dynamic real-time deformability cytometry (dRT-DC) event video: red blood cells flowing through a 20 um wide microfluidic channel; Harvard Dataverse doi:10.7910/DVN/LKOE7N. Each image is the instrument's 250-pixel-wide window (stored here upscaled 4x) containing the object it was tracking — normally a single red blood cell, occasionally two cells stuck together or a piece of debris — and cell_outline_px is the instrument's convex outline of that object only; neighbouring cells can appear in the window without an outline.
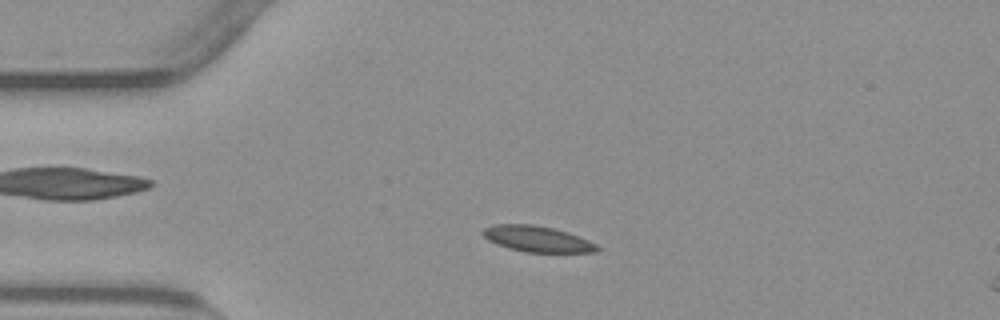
{"species": "common noctule bat (a hibernating species)", "species_latin": "Nyctalus noctula", "temperature_condition": "warm", "stored_images_in_passage": 52, "camera_frame_rate_fps": 3000, "um_per_image_px": 0.085, "animal": {"sex": "male", "body_mass_g": 23.1, "forearm_length_mm": 52.7}, "frame": {"image": 1, "passage_image": 10, "time_ms": 3.0, "image_size_px": [1000, 320], "cell_outline_px": [[600, 248], [596, 252], [524, 252], [508, 248], [496, 244], [488, 240], [480, 232], [484, 228], [496, 224], [532, 224], [552, 228], [568, 232], [588, 240], [596, 244]], "centroid_in_image_um": [45.64, 20.31], "position_along_channel_um": 39.4, "area_um2": 17.22}}
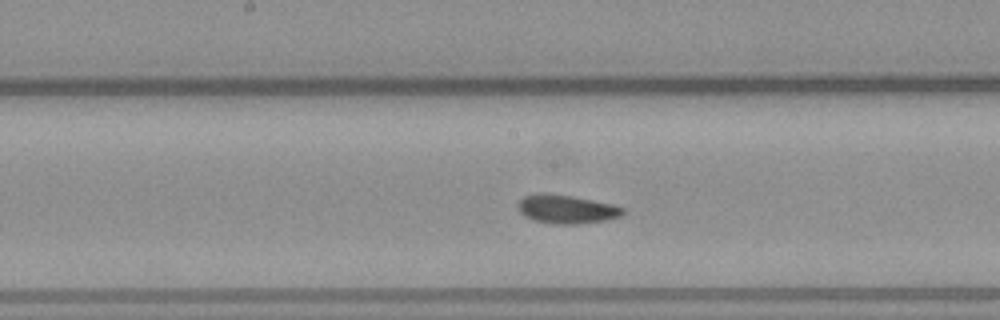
{"frame": {"image": 2, "passage_image": 25, "time_ms": 8.0, "image_size_px": [1000, 320], "cell_outline_px": [[624, 212], [620, 216], [604, 220], [576, 224], [556, 224], [532, 220], [524, 216], [516, 208], [516, 204], [524, 196], [540, 192], [548, 192], [572, 196], [612, 204], [624, 208]], "centroid_in_image_um": [48.08, 17.76], "position_along_channel_um": 200.1, "area_um2": 17.63}}
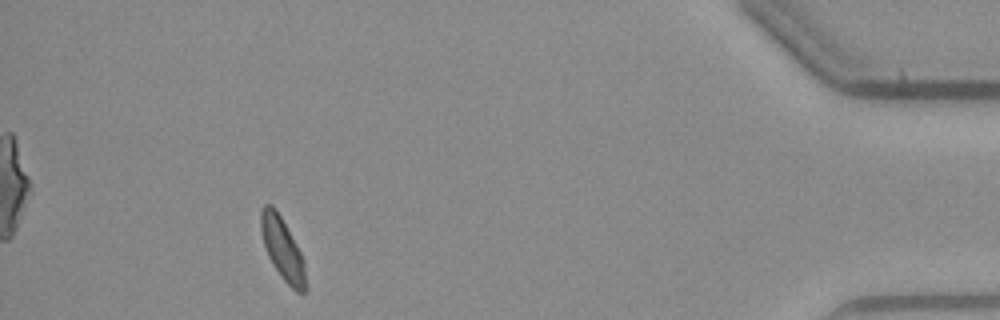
{"frame": {"image": 3, "passage_image": 47, "time_ms": 15.333, "image_size_px": [1000, 320], "cell_outline_px": [[308, 288], [304, 292], [296, 292], [280, 276], [272, 264], [268, 256], [264, 244], [260, 228], [260, 212], [264, 204], [272, 204], [276, 208], [296, 244], [304, 260]], "centroid_in_image_um": [24.02, 21.17], "position_along_channel_um": 411.2, "area_um2": 16.36}, "authors_computed_cell_mechanics": {"area_um2": 16.8487, "velocity_mm_per_s": 3.7806, "shape_relaxation_time_tau1_ms": null, "shape_relaxation_time_tau2_ms": 1.3424, "deformation_change_tau1": null, "deformation_change_tau2": 0.0658}}